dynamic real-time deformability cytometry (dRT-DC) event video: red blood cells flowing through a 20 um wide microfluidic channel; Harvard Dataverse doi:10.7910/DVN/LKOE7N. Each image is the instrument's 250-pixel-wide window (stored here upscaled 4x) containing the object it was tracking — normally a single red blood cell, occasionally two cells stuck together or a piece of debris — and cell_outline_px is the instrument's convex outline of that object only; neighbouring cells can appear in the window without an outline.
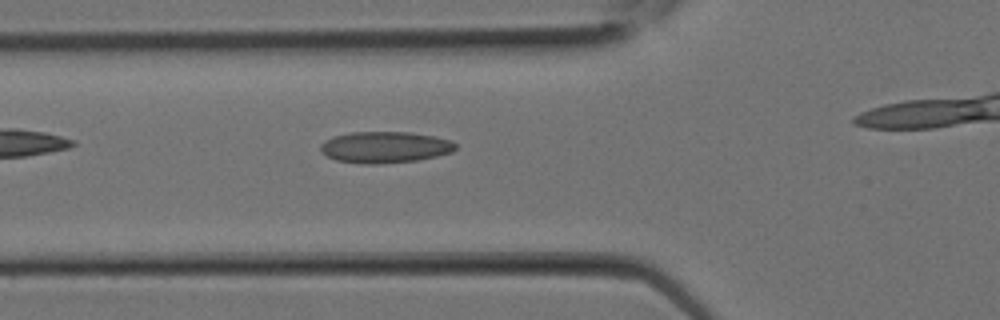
{"species": "Egyptian fruit bat (a non-hibernating species)", "species_latin": "Rousettus aegyptiacus", "temperature_condition": "room temperature", "stored_images_in_passage": 3, "camera_frame_rate_fps": 3000, "um_per_image_px": 0.085, "animal": {"sex": "female"}, "frame": {"image": 1, "passage_image": 3, "time_ms": 0.667, "image_size_px": [1000, 320], "cell_outline_px": [[456, 148], [452, 152], [436, 156], [416, 160], [376, 164], [364, 164], [336, 160], [320, 152], [320, 144], [324, 140], [332, 136], [352, 132], [408, 132], [436, 136], [448, 140], [456, 144]], "centroid_in_image_um": [32.68, 12.5], "position_along_channel_um": 93.1, "area_um2": 24.68}}